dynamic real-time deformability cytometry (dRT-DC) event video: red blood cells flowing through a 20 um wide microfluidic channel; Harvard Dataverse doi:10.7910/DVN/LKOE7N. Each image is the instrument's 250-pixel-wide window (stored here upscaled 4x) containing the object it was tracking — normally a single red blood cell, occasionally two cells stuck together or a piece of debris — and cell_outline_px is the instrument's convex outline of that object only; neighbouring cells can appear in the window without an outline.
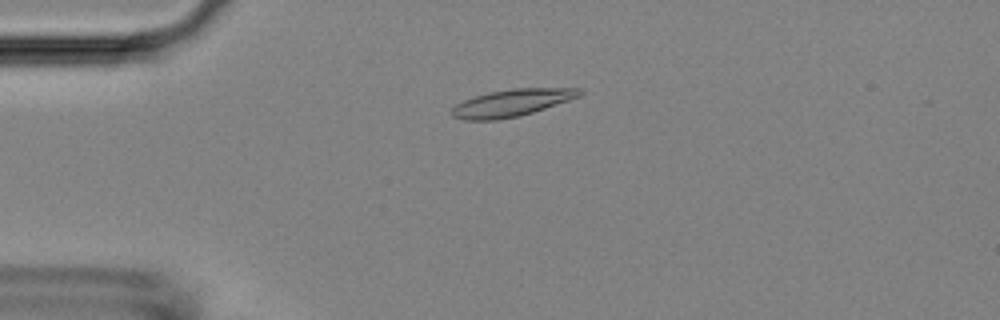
{"species": "Egyptian fruit bat (a non-hibernating species)", "species_latin": "Rousettus aegyptiacus", "temperature_condition": "room temperature", "stored_images_in_passage": 40, "camera_frame_rate_fps": 3000, "um_per_image_px": 0.085, "animal": {"sex": "female"}, "frame": {"image": 1, "passage_image": 13, "time_ms": 4.0, "image_size_px": [1000, 320], "cell_outline_px": [[584, 92], [580, 96], [520, 116], [496, 120], [464, 120], [452, 116], [448, 112], [456, 104], [464, 100], [488, 92], [512, 88], [580, 88]], "centroid_in_image_um": [43.46, 8.74], "position_along_channel_um": 41.5, "area_um2": 20.17}}
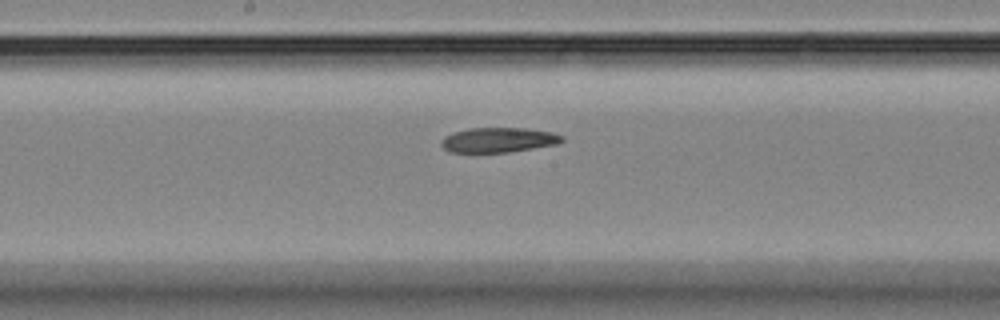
{"frame": {"image": 2, "passage_image": 28, "time_ms": 9.0, "image_size_px": [1000, 320], "cell_outline_px": [[564, 140], [556, 144], [508, 152], [448, 152], [440, 144], [440, 140], [444, 136], [452, 132], [468, 128], [524, 128], [552, 132], [564, 136]], "centroid_in_image_um": [42.32, 11.89], "position_along_channel_um": 205.9, "area_um2": 17.51}}
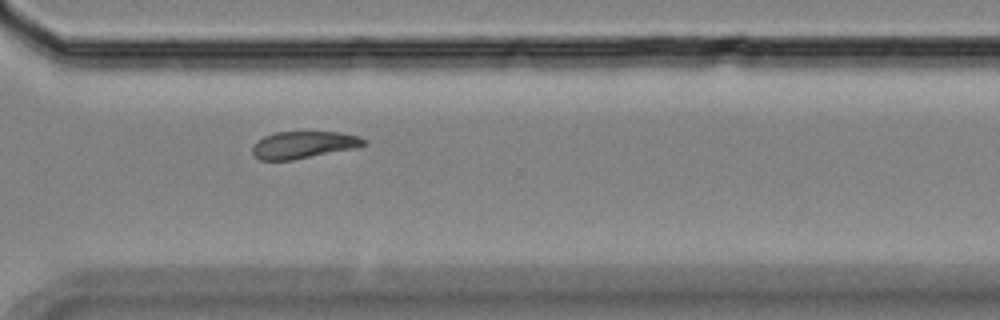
{"frame": {"image": 3, "passage_image": 39, "time_ms": 12.667, "image_size_px": [1000, 320], "cell_outline_px": [[364, 144], [356, 148], [292, 160], [260, 160], [252, 152], [252, 144], [256, 140], [264, 136], [276, 132], [340, 132], [360, 136], [364, 140]], "centroid_in_image_um": [25.76, 12.3], "position_along_channel_um": 344.8, "area_um2": 17.57}}